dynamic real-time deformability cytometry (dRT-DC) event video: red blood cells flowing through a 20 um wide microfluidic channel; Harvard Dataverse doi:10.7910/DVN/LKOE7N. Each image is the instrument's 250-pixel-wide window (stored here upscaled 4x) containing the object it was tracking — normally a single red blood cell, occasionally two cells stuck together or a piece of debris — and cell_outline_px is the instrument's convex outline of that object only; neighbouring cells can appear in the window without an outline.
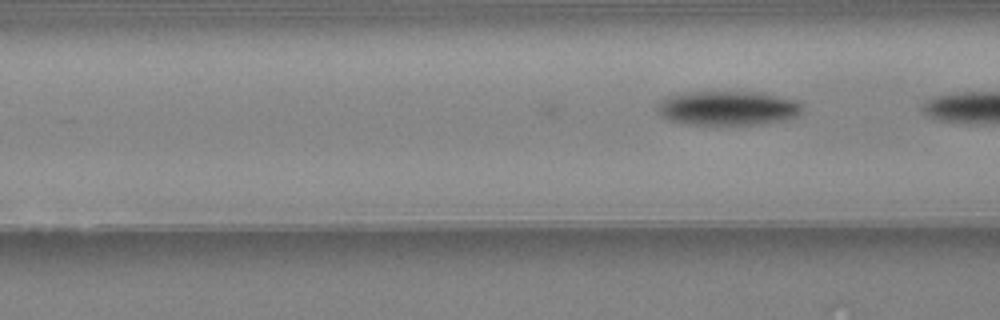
{"species": "Egyptian fruit bat (a non-hibernating species)", "species_latin": "Rousettus aegyptiacus", "temperature_condition": "warm", "stored_images_in_passage": 4, "camera_frame_rate_fps": 3000, "um_per_image_px": 0.085, "animal": {"sex": "female"}, "frame": {"image": 1, "passage_image": 4, "time_ms": 1.0, "image_size_px": [1000, 320], "cell_outline_px": [[800, 112], [796, 116], [780, 120], [756, 124], [688, 124], [672, 120], [664, 116], [656, 108], [664, 100], [672, 96], [688, 92], [764, 92], [796, 100], [800, 104]], "centroid_in_image_um": [61.91, 9.17], "position_along_channel_um": 104.7, "area_um2": 28.21}}